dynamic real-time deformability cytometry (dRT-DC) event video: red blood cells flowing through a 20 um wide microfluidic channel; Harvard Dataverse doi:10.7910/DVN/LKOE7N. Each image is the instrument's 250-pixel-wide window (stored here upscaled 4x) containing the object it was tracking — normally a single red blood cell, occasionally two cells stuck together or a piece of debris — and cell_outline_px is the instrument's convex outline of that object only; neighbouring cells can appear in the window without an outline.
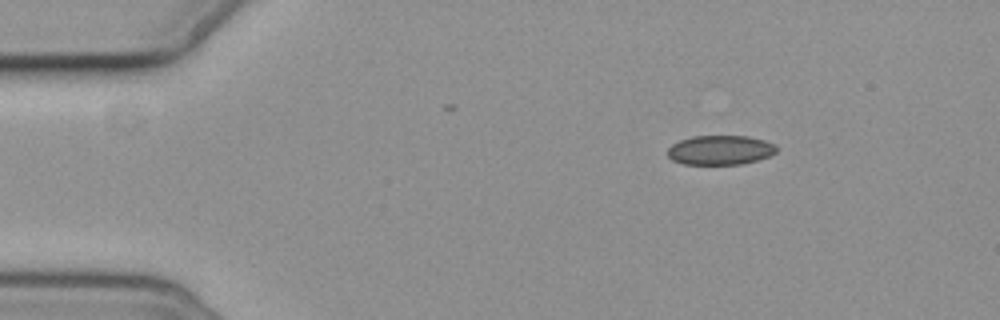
{"species": "common noctule bat (a hibernating species)", "species_latin": "Nyctalus noctula", "temperature_condition": "cold", "stored_images_in_passage": 5, "camera_frame_rate_fps": 3000, "um_per_image_px": 0.085, "animal": {"sex": "female", "body_mass_g": 19.3, "forearm_length_mm": 54.1}, "frame": {"image": 1, "passage_image": 5, "time_ms": 4.667, "image_size_px": [1000, 320], "cell_outline_px": [[776, 152], [768, 156], [756, 160], [740, 164], [684, 164], [672, 160], [668, 156], [668, 148], [672, 144], [680, 140], [692, 136], [748, 136], [764, 140], [776, 144]], "centroid_in_image_um": [61.21, 12.75], "position_along_channel_um": 23.8, "area_um2": 18.61}}